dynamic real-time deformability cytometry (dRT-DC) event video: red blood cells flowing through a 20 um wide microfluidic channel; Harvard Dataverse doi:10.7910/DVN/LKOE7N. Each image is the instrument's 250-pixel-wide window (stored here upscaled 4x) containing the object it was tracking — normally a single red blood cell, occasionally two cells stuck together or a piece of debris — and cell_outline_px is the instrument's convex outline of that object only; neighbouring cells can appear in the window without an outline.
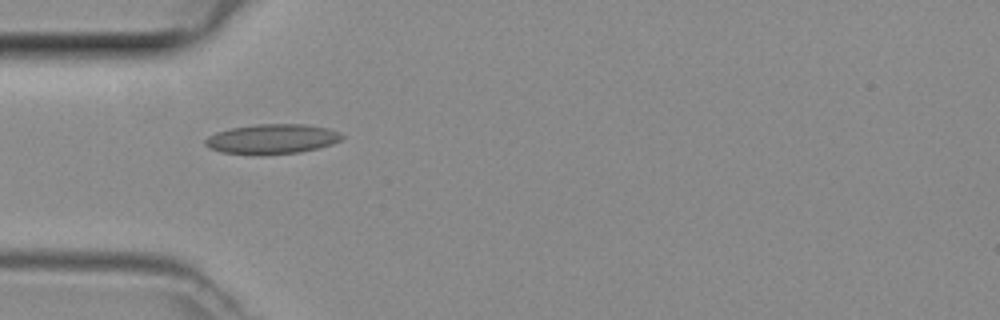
{"species": "common noctule bat (a hibernating species)", "species_latin": "Nyctalus noctula", "temperature_condition": "room temperature", "stored_images_in_passage": 3, "camera_frame_rate_fps": 3000, "um_per_image_px": 0.085, "animal": {"sex": "female", "body_mass_g": 29.2, "forearm_length_mm": 56.3}, "frame": {"image": 1, "passage_image": 1, "time_ms": 0.0, "image_size_px": [1000, 320], "cell_outline_px": [[344, 136], [340, 140], [332, 144], [300, 152], [264, 156], [256, 156], [220, 152], [208, 148], [204, 144], [204, 140], [208, 136], [216, 132], [232, 128], [256, 124], [304, 124], [328, 128], [340, 132]], "centroid_in_image_um": [23.08, 11.83], "position_along_channel_um": 61.9, "area_um2": 24.16}}